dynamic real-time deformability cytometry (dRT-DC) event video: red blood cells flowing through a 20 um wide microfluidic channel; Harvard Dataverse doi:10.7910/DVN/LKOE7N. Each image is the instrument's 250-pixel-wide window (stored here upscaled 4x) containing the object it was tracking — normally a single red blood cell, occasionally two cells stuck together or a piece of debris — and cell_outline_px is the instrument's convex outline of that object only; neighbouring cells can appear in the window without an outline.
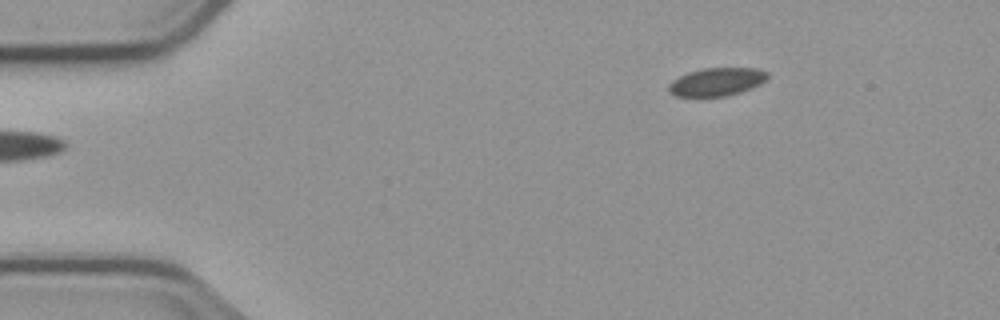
{"species": "common noctule bat (a hibernating species)", "species_latin": "Nyctalus noctula", "temperature_condition": "cold", "stored_images_in_passage": 3, "camera_frame_rate_fps": 3000, "um_per_image_px": 0.085, "animal": {"sex": "male", "body_mass_g": 23.1, "forearm_length_mm": 52.7}, "frame": {"image": 1, "passage_image": 3, "time_ms": 2.667, "image_size_px": [1000, 320], "cell_outline_px": [[768, 76], [760, 84], [752, 88], [740, 92], [724, 96], [676, 96], [668, 92], [668, 84], [672, 80], [688, 72], [704, 68], [756, 68], [768, 72]], "centroid_in_image_um": [60.9, 6.95], "position_along_channel_um": 24.1, "area_um2": 16.13}}